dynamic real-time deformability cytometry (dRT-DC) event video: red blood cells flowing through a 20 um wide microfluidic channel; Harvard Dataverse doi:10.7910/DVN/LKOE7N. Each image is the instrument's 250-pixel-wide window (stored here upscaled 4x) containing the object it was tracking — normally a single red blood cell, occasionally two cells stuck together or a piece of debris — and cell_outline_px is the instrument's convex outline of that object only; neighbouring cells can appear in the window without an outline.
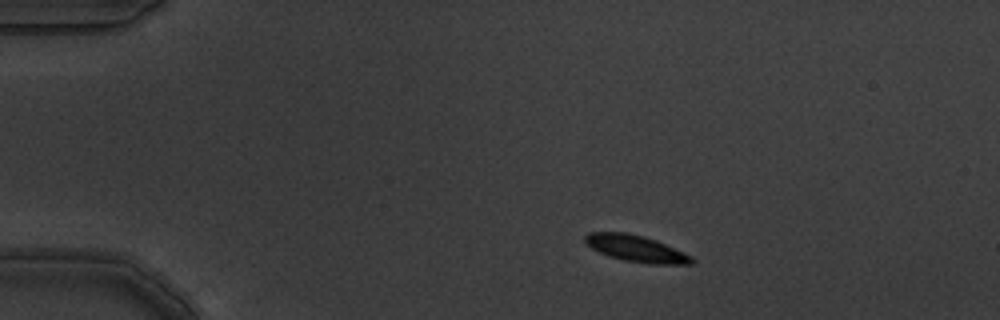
{"species": "common noctule bat (a hibernating species)", "species_latin": "Nyctalus noctula", "temperature_condition": "warm", "stored_images_in_passage": 3, "camera_frame_rate_fps": 3000, "um_per_image_px": 0.085, "animal": {"sex": "male", "body_mass_g": 19.5, "forearm_length_mm": 54.6}, "frame": {"image": 1, "passage_image": 1, "time_ms": 0.0, "image_size_px": [1000, 320], "cell_outline_px": [[696, 260], [692, 264], [652, 264], [624, 260], [600, 252], [592, 248], [584, 240], [584, 236], [588, 232], [628, 232], [644, 236], [656, 240], [684, 252], [692, 256]], "centroid_in_image_um": [54.1, 21.12], "position_along_channel_um": 30.9, "area_um2": 16.42}}